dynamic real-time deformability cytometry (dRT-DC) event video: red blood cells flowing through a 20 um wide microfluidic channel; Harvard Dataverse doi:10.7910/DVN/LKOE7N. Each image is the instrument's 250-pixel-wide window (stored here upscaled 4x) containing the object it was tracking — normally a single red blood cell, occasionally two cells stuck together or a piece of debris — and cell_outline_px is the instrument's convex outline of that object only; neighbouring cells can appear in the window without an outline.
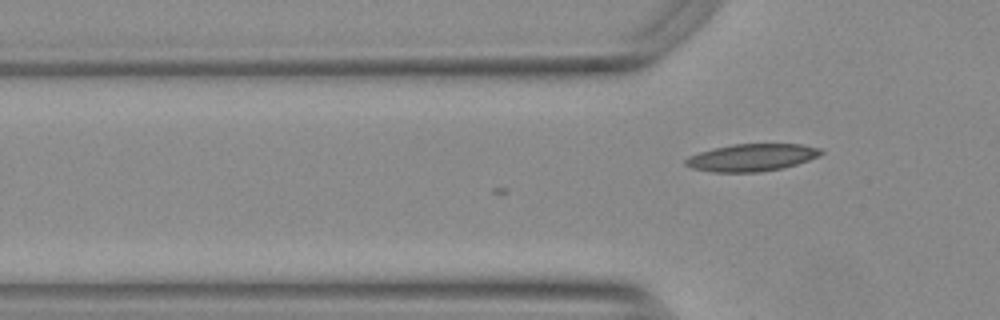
{"species": "Egyptian fruit bat (a non-hibernating species)", "species_latin": "Rousettus aegyptiacus", "temperature_condition": "warm", "stored_images_in_passage": 3, "camera_frame_rate_fps": 3000, "um_per_image_px": 0.085, "animal": {"sex": "female"}, "frame": {"image": 1, "passage_image": 3, "time_ms": 0.667, "image_size_px": [1000, 320], "cell_outline_px": [[824, 152], [820, 156], [796, 164], [780, 168], [756, 172], [712, 172], [692, 168], [684, 164], [684, 160], [688, 156], [712, 148], [732, 144], [804, 144], [820, 148]], "centroid_in_image_um": [63.88, 13.38], "position_along_channel_um": 61.9, "area_um2": 21.56}}